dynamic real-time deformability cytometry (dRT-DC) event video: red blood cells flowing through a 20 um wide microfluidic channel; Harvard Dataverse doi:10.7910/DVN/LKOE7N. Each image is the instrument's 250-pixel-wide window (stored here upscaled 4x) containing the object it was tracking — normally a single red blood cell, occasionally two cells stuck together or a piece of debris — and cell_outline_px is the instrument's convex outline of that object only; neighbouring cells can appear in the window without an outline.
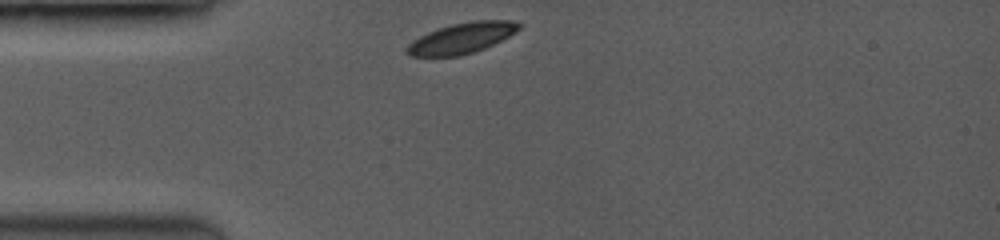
{"species": "common noctule bat (a hibernating species)", "species_latin": "Nyctalus noctula", "temperature_condition": "room temperature", "stored_images_in_passage": 7, "camera_frame_rate_fps": 3500, "um_per_image_px": 0.085, "animal": {"sex": "female", "body_mass_g": 19.0, "forearm_length_mm": 53.3}, "frame": {"image": 1, "passage_image": 1, "time_ms": 0.0, "image_size_px": [1000, 240], "cell_outline_px": [[524, 24], [516, 32], [484, 48], [472, 52], [456, 56], [408, 56], [408, 44], [412, 40], [428, 32], [452, 24], [472, 20], [512, 20]], "centroid_in_image_um": [39.28, 3.22], "position_along_channel_um": 45.7, "area_um2": 19.77}}